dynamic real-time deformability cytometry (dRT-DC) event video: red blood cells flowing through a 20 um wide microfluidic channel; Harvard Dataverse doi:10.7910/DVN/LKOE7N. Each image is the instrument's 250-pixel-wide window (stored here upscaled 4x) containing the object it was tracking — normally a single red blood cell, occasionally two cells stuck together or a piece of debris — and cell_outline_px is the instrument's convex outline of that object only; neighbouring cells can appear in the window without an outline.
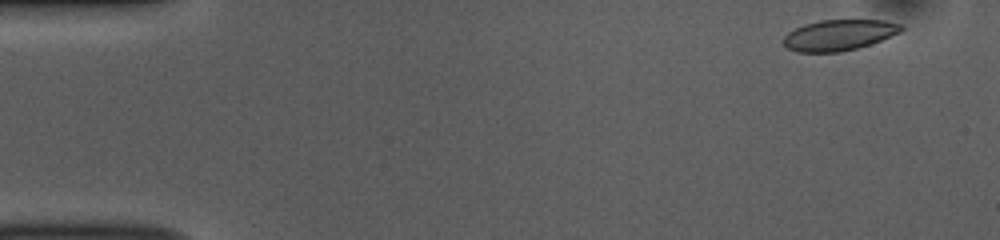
{"species": "common noctule bat (a hibernating species)", "species_latin": "Nyctalus noctula", "temperature_condition": "room temperature", "stored_images_in_passage": 50, "camera_frame_rate_fps": 3000, "um_per_image_px": 0.085, "animal": {"sex": "female", "body_mass_g": 10.0, "forearm_length_mm": 53.1}, "frame": {"image": 1, "passage_image": 2, "time_ms": 0.333, "image_size_px": [1000, 240], "cell_outline_px": [[904, 28], [900, 32], [872, 44], [840, 52], [796, 52], [788, 48], [784, 44], [784, 36], [788, 32], [804, 24], [820, 20], [884, 20], [904, 24]], "centroid_in_image_um": [71.34, 2.97], "position_along_channel_um": 13.7, "area_um2": 21.21}}
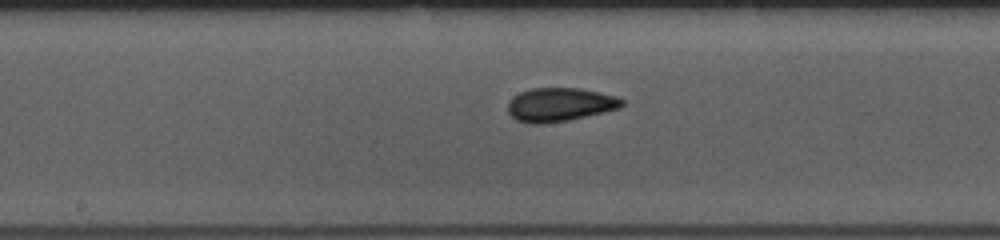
{"frame": {"image": 2, "passage_image": 25, "time_ms": 8.0, "image_size_px": [1000, 240], "cell_outline_px": [[624, 104], [620, 108], [604, 112], [568, 120], [544, 124], [532, 124], [516, 120], [508, 112], [508, 104], [512, 96], [520, 92], [532, 88], [580, 88], [600, 92], [616, 96], [624, 100]], "centroid_in_image_um": [47.58, 8.89], "position_along_channel_um": 200.6, "area_um2": 22.48}}
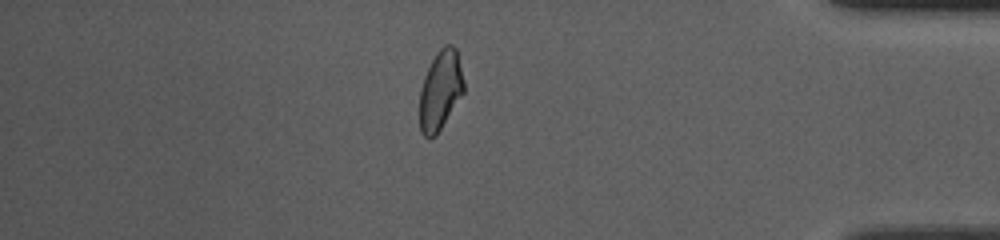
{"frame": {"image": 3, "passage_image": 43, "time_ms": 14.0, "image_size_px": [1000, 240], "cell_outline_px": [[464, 92], [436, 136], [428, 140], [420, 132], [420, 88], [424, 76], [436, 52], [444, 44], [452, 44], [456, 48], [464, 80]], "centroid_in_image_um": [37.43, 7.68], "position_along_channel_um": 397.8, "area_um2": 20.63}, "authors_computed_cell_mechanics": {"area_um2": 21.8773, "velocity_mm_per_s": 3.8546, "shape_relaxation_time_tau1_ms": 4.0176, "shape_relaxation_time_tau2_ms": 1.2197, "deformation_change_tau1": 0.1156, "deformation_change_tau2": 0.0641}}